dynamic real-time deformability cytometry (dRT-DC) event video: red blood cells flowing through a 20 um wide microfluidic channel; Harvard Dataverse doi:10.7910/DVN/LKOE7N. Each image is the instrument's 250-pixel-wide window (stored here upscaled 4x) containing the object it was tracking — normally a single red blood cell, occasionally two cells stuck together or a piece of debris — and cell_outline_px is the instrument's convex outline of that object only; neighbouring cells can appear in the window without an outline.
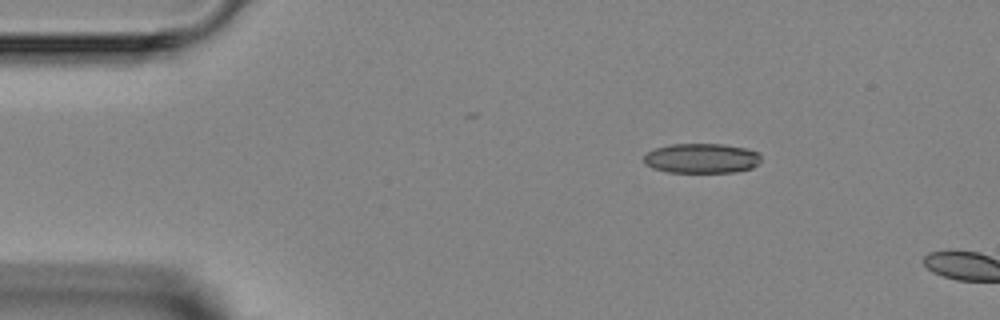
{"species": "Egyptian fruit bat (a non-hibernating species)", "species_latin": "Rousettus aegyptiacus", "temperature_condition": "room temperature", "stored_images_in_passage": 2, "camera_frame_rate_fps": 3000, "um_per_image_px": 0.085, "animal": {"sex": "female"}, "frame": {"image": 1, "passage_image": 1, "time_ms": 0.0, "image_size_px": [1000, 320], "cell_outline_px": [[760, 160], [752, 168], [736, 172], [668, 172], [652, 168], [644, 164], [644, 156], [648, 152], [656, 148], [668, 144], [724, 144], [744, 148], [756, 152], [760, 156]], "centroid_in_image_um": [59.6, 13.46], "position_along_channel_um": 25.4, "area_um2": 20.29}}